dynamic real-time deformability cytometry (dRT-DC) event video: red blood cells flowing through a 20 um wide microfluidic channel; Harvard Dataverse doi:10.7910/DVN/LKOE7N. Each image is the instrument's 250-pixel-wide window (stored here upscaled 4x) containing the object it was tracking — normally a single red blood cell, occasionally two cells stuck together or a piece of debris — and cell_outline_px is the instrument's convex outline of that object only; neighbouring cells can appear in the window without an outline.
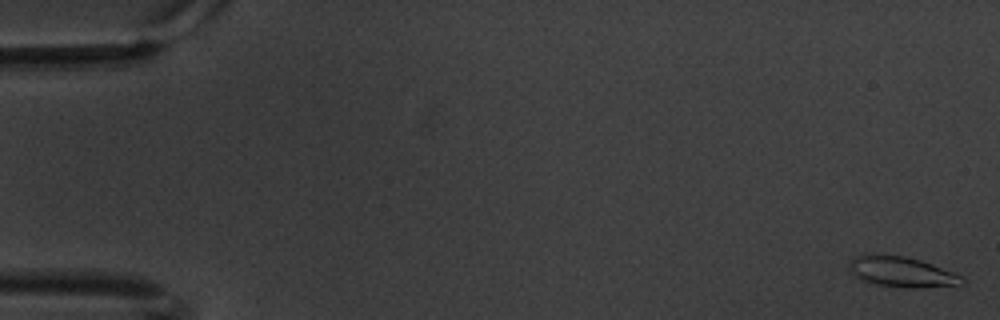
{"species": "common noctule bat (a hibernating species)", "species_latin": "Nyctalus noctula", "temperature_condition": "warm", "stored_images_in_passage": 61, "camera_frame_rate_fps": 3000, "um_per_image_px": 0.085, "animal": {"sex": "male", "body_mass_g": 20.1, "forearm_length_mm": 53.5}, "frame": {"image": 1, "passage_image": 2, "time_ms": 0.333, "image_size_px": [1000, 320], "cell_outline_px": [[964, 284], [920, 288], [908, 288], [876, 284], [860, 280], [852, 272], [848, 264], [856, 256], [872, 252], [880, 252], [908, 256], [932, 264], [964, 276]], "centroid_in_image_um": [76.64, 23.08], "position_along_channel_um": 8.4, "area_um2": 20.46}}
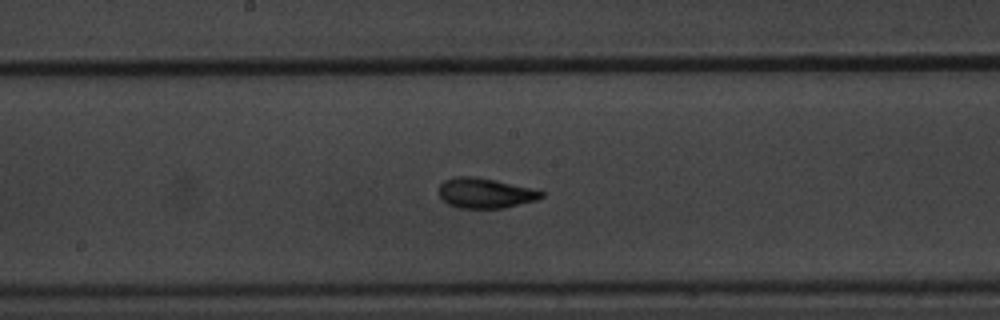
{"frame": {"image": 2, "passage_image": 33, "time_ms": 10.667, "image_size_px": [1000, 320], "cell_outline_px": [[544, 196], [536, 200], [504, 208], [460, 208], [448, 204], [436, 192], [440, 184], [444, 180], [456, 176], [476, 176], [496, 180], [532, 188], [544, 192]], "centroid_in_image_um": [41.21, 16.4], "position_along_channel_um": 207.0, "area_um2": 18.15}}
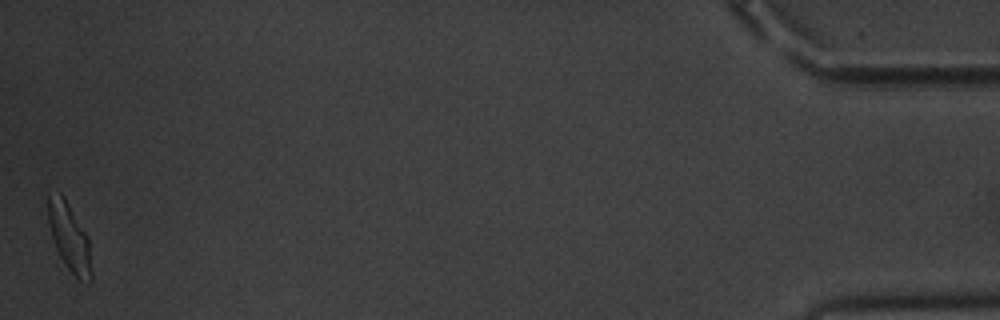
{"frame": {"image": 3, "passage_image": 61, "time_ms": 20.0, "image_size_px": [1000, 320], "cell_outline_px": [[92, 280], [88, 284], [80, 280], [64, 264], [56, 248], [48, 224], [48, 196], [60, 192], [64, 196], [88, 236], [92, 272]], "centroid_in_image_um": [5.92, 20.19], "position_along_channel_um": 429.3, "area_um2": 17.11}, "authors_computed_cell_mechanics": {"area_um2": 17.6868, "velocity_mm_per_s": 3.3611, "shape_relaxation_time_tau1_ms": 3.3381, "shape_relaxation_time_tau2_ms": 1.7155, "deformation_change_tau1": 0.1441, "deformation_change_tau2": 0.0709}}